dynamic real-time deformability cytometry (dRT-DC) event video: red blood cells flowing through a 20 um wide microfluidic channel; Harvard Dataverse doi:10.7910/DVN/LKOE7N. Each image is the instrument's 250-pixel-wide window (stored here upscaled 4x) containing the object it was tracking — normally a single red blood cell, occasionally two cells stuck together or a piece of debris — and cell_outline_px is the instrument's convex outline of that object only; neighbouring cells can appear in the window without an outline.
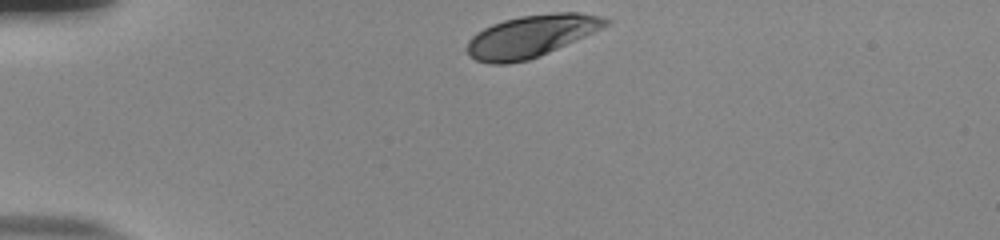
{"species": "human", "species_latin": "Homo sapiens", "temperature_condition": "room temperature", "stored_images_in_passage": 34, "camera_frame_rate_fps": 3000, "um_per_image_px": 0.085, "donor": {"sex": "male"}, "frame": {"image": 1, "passage_image": 1, "time_ms": 0.0, "image_size_px": [1000, 240], "cell_outline_px": [[612, 20], [608, 24], [584, 36], [540, 56], [528, 60], [508, 64], [488, 64], [476, 60], [468, 56], [464, 48], [468, 40], [476, 32], [492, 24], [504, 20], [520, 16], [556, 12], [580, 12], [604, 16]], "centroid_in_image_um": [45.09, 3.07], "position_along_channel_um": 39.9, "area_um2": 34.16}}
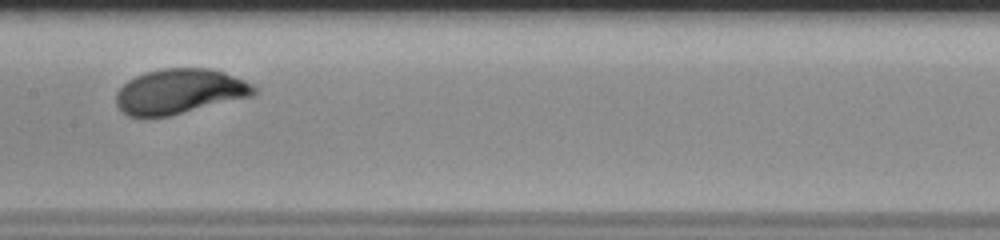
{"frame": {"image": 2, "passage_image": 17, "time_ms": 5.333, "image_size_px": [1000, 240], "cell_outline_px": [[256, 92], [252, 96], [168, 116], [128, 116], [116, 104], [116, 92], [128, 80], [144, 72], [164, 68], [208, 68], [224, 72], [244, 80], [252, 84], [256, 88]], "centroid_in_image_um": [15.26, 7.76], "position_along_channel_um": 192.1, "area_um2": 35.84}}
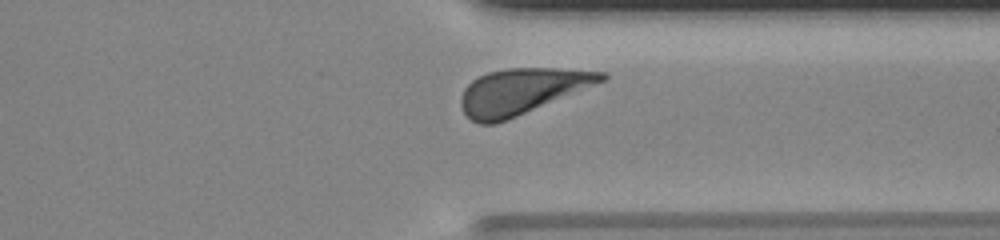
{"frame": {"image": 3, "passage_image": 31, "time_ms": 10.0, "image_size_px": [1000, 240], "cell_outline_px": [[608, 76], [604, 80], [516, 116], [496, 124], [480, 124], [472, 120], [464, 112], [460, 104], [460, 96], [464, 88], [472, 80], [488, 72], [508, 68], [556, 68], [608, 72]], "centroid_in_image_um": [44.29, 7.75], "position_along_channel_um": 367.1, "area_um2": 36.82}, "authors_computed_cell_mechanics": {"area_um2": 35.836, "velocity_mm_per_s": 3.7403, "shape_relaxation_time_tau1_ms": 2.3286, "shape_relaxation_time_tau2_ms": null, "deformation_change_tau1": 0.1516, "deformation_change_tau2": null}}